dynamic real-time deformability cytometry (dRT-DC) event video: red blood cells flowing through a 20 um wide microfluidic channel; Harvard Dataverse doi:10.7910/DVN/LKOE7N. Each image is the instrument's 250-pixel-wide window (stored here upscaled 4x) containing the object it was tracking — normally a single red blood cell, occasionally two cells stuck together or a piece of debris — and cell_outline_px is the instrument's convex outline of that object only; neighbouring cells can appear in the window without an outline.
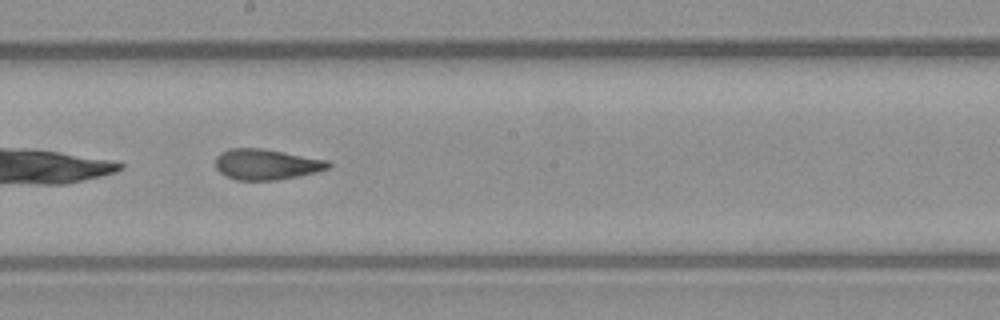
{"species": "common noctule bat (a hibernating species)", "species_latin": "Nyctalus noctula", "temperature_condition": "warm", "stored_images_in_passage": 21, "camera_frame_rate_fps": 3000, "um_per_image_px": 0.085, "animal": {"sex": "male", "body_mass_g": 23.1, "forearm_length_mm": 52.7}, "frame": {"image": 1, "passage_image": 12, "time_ms": 3.667, "image_size_px": [1000, 320], "cell_outline_px": [[332, 164], [328, 168], [316, 172], [276, 180], [236, 180], [224, 176], [216, 168], [216, 156], [220, 152], [228, 148], [260, 148], [328, 160]], "centroid_in_image_um": [22.6, 13.97], "position_along_channel_um": 225.6, "area_um2": 20.11}}
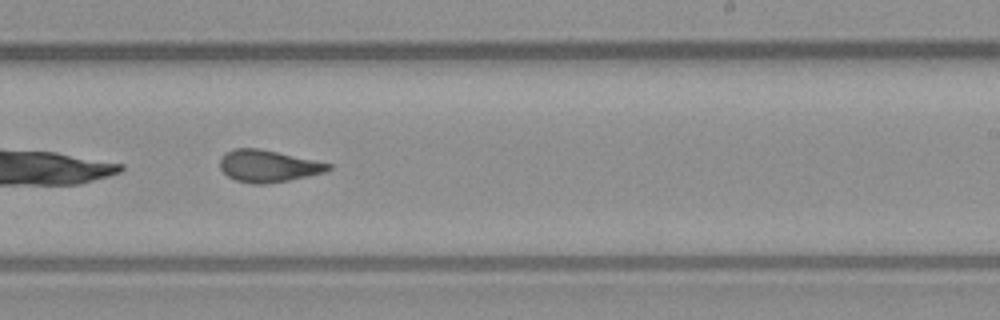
{"frame": {"image": 2, "passage_image": 15, "time_ms": 4.667, "image_size_px": [1000, 320], "cell_outline_px": [[332, 168], [324, 172], [308, 176], [268, 184], [252, 184], [236, 180], [228, 176], [220, 168], [220, 160], [224, 152], [232, 148], [260, 148], [332, 164]], "centroid_in_image_um": [22.76, 14.11], "position_along_channel_um": 266.2, "area_um2": 20.23}}
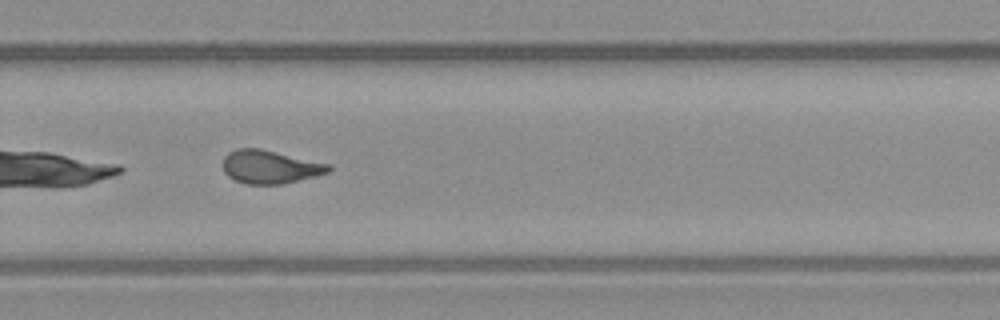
{"frame": {"image": 3, "passage_image": 18, "time_ms": 5.667, "image_size_px": [1000, 320], "cell_outline_px": [[332, 168], [328, 172], [316, 176], [284, 184], [248, 184], [236, 180], [228, 176], [224, 172], [224, 156], [228, 152], [236, 148], [260, 148], [332, 164]], "centroid_in_image_um": [22.98, 14.17], "position_along_channel_um": 306.8, "area_um2": 20.63}}